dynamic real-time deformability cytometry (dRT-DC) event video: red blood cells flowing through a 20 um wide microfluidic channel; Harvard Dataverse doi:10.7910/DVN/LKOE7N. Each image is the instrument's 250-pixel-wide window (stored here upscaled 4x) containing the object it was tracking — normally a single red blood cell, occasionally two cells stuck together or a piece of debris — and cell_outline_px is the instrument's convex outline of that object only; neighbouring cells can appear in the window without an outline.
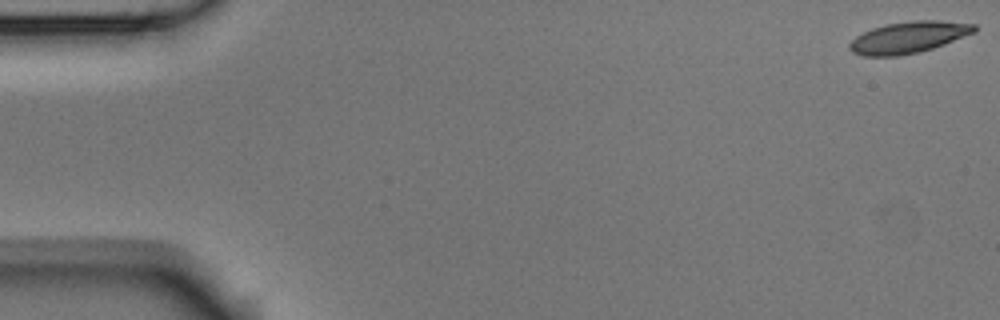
{"species": "Egyptian fruit bat (a non-hibernating species)", "species_latin": "Rousettus aegyptiacus", "temperature_condition": "room temperature", "stored_images_in_passage": 7, "camera_frame_rate_fps": 3000, "um_per_image_px": 0.085, "animal": {"sex": "male"}, "frame": {"image": 1, "passage_image": 1, "time_ms": 0.0, "image_size_px": [1000, 320], "cell_outline_px": [[976, 32], [944, 44], [920, 52], [896, 56], [864, 56], [852, 52], [848, 48], [848, 44], [856, 36], [872, 28], [884, 24], [912, 20], [940, 20], [976, 24]], "centroid_in_image_um": [77.22, 3.16], "position_along_channel_um": 7.8, "area_um2": 23.06}}
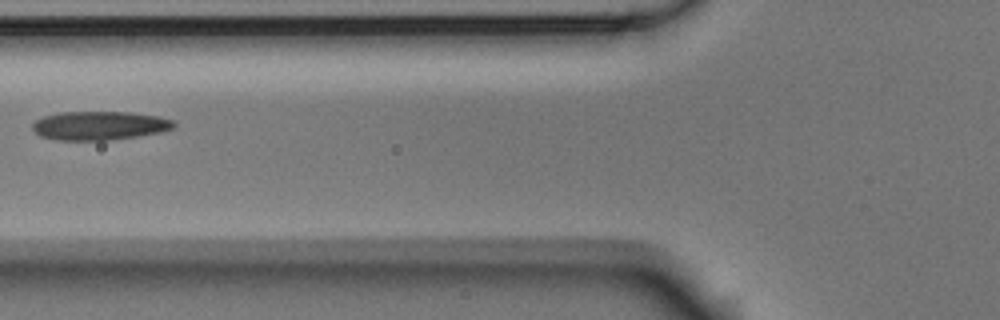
{"frame": {"image": 2, "passage_image": 6, "time_ms": 1.667, "image_size_px": [1000, 320], "cell_outline_px": [[176, 124], [172, 128], [160, 132], [140, 136], [108, 140], [56, 140], [40, 136], [32, 128], [32, 124], [36, 120], [44, 116], [60, 112], [128, 112], [160, 116], [176, 120]], "centroid_in_image_um": [8.48, 10.67], "position_along_channel_um": 117.3, "area_um2": 23.81}}
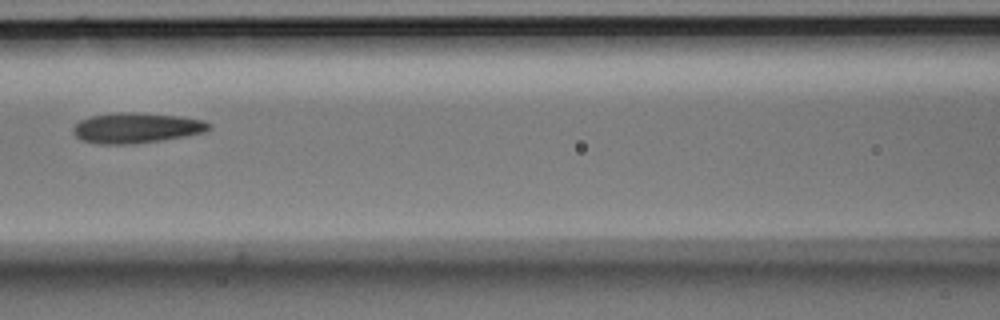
{"frame": {"image": 3, "passage_image": 7, "time_ms": 2.0, "image_size_px": [1000, 320], "cell_outline_px": [[212, 128], [204, 132], [164, 140], [132, 144], [96, 144], [80, 140], [72, 132], [72, 128], [80, 120], [92, 116], [120, 112], [132, 112], [180, 116], [204, 120], [212, 124]], "centroid_in_image_um": [11.6, 10.88], "position_along_channel_um": 155.0, "area_um2": 24.16}}